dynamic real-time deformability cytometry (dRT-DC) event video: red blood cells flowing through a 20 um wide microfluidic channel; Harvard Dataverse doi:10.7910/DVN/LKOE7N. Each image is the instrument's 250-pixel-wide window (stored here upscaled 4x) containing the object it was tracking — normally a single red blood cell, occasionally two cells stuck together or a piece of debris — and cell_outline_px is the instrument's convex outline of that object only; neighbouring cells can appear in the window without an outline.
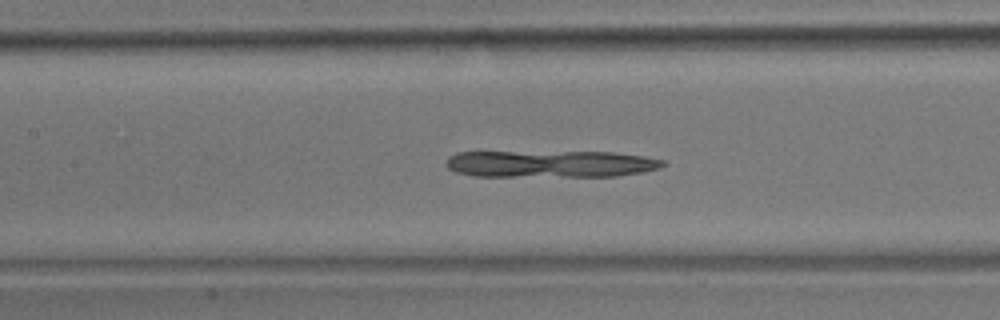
{"species": "common noctule bat (a hibernating species)", "species_latin": "Nyctalus noctula", "temperature_condition": "room temperature", "stored_images_in_passage": 52, "camera_frame_rate_fps": 3000, "um_per_image_px": 0.085, "animal": {"sex": "male", "body_mass_g": 17.9}, "frame": {"image": 1, "passage_image": 22, "time_ms": 7.0, "image_size_px": [1000, 320], "cell_outline_px": [[668, 164], [660, 168], [644, 172], [616, 176], [472, 176], [456, 172], [448, 168], [444, 164], [448, 156], [456, 152], [612, 152], [644, 156], [664, 160]], "centroid_in_image_um": [46.8, 13.93], "position_along_channel_um": 160.6, "area_um2": 34.33}}